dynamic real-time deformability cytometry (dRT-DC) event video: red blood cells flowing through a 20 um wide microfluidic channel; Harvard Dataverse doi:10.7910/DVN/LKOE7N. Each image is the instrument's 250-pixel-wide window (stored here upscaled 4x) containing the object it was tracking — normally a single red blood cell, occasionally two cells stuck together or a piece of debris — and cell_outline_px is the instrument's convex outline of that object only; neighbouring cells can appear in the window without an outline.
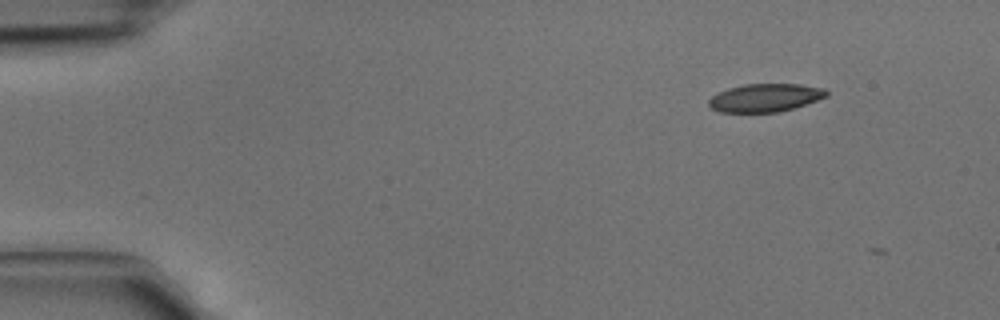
{"species": "common noctule bat (a hibernating species)", "species_latin": "Nyctalus noctula", "temperature_condition": "cold", "stored_images_in_passage": 3, "camera_frame_rate_fps": 3000, "um_per_image_px": 0.085, "animal": {"sex": "male", "body_mass_g": 15.6}, "frame": {"image": 1, "passage_image": 1, "time_ms": 0.0, "image_size_px": [1000, 320], "cell_outline_px": [[828, 96], [780, 112], [720, 112], [712, 108], [708, 104], [708, 100], [712, 96], [728, 88], [744, 84], [800, 84], [824, 88], [828, 92]], "centroid_in_image_um": [65.03, 8.3], "position_along_channel_um": 20.0, "area_um2": 19.13}}
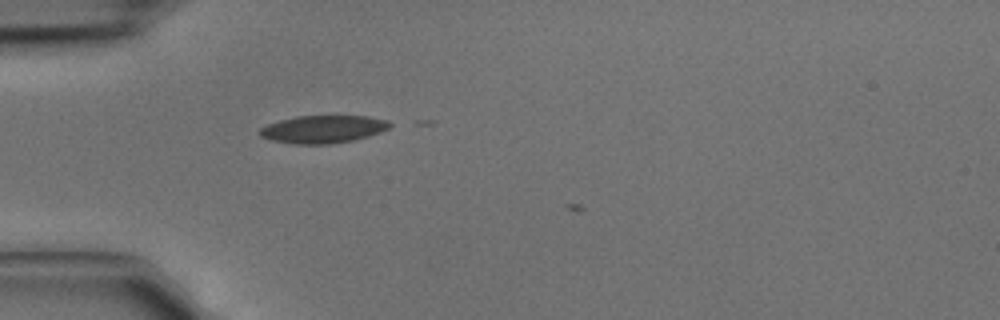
{"frame": {"image": 2, "passage_image": 3, "time_ms": 0.667, "image_size_px": [1000, 320], "cell_outline_px": [[392, 124], [388, 128], [380, 132], [368, 136], [352, 140], [332, 144], [292, 144], [272, 140], [260, 136], [260, 128], [268, 124], [280, 120], [296, 116], [368, 116], [388, 120]], "centroid_in_image_um": [27.46, 10.98], "position_along_channel_um": 57.5, "area_um2": 20.92}}